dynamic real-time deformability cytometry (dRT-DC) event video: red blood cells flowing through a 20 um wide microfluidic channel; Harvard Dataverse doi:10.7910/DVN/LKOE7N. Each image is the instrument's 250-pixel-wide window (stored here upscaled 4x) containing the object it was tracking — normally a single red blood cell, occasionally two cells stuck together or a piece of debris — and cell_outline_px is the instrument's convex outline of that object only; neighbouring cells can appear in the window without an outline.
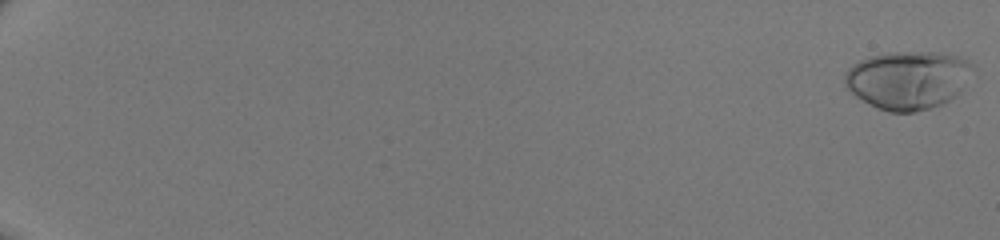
{"species": "human", "species_latin": "Homo sapiens", "temperature_condition": "room temperature", "stored_images_in_passage": 51, "camera_frame_rate_fps": 3000, "um_per_image_px": 0.085, "donor": {"sex": "male"}, "frame": {"image": 1, "passage_image": 1, "time_ms": 0.0, "image_size_px": [1000, 240], "cell_outline_px": [[972, 64], [960, 92], [948, 100], [940, 104], [916, 112], [888, 112], [856, 96], [844, 84], [844, 72], [852, 64], [868, 56], [888, 52], [940, 52], [956, 56], [968, 60]], "centroid_in_image_um": [77.12, 6.77], "position_along_channel_um": 7.9, "area_um2": 42.95}}
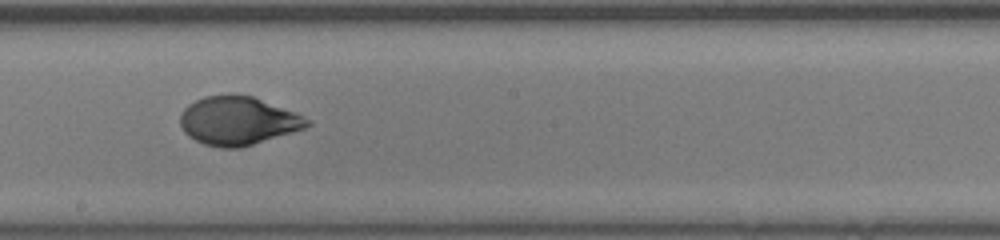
{"frame": {"image": 2, "passage_image": 33, "time_ms": 10.667, "image_size_px": [1000, 240], "cell_outline_px": [[312, 124], [304, 128], [292, 132], [240, 148], [220, 148], [204, 144], [188, 136], [184, 132], [180, 124], [180, 116], [184, 108], [188, 104], [204, 96], [228, 92], [252, 96], [304, 116], [312, 120]], "centroid_in_image_um": [20.2, 10.25], "position_along_channel_um": 228.0, "area_um2": 36.07}}
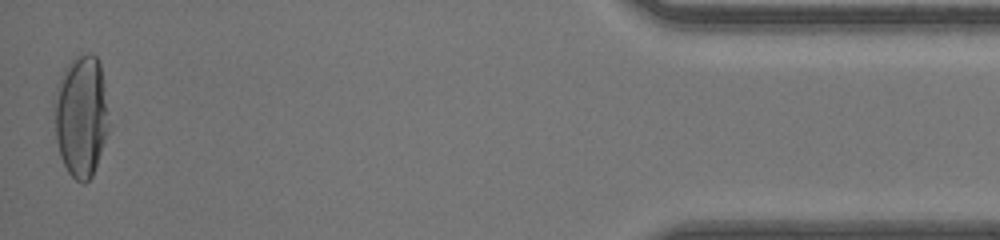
{"frame": {"image": 3, "passage_image": 51, "time_ms": 16.667, "image_size_px": [1000, 240], "cell_outline_px": [[112, 124], [92, 176], [84, 184], [76, 180], [68, 172], [60, 156], [56, 140], [52, 104], [52, 100], [56, 84], [64, 68], [76, 56], [88, 52], [92, 52], [96, 56], [100, 64]], "centroid_in_image_um": [6.9, 9.84], "position_along_channel_um": 428.3, "area_um2": 40.0}}